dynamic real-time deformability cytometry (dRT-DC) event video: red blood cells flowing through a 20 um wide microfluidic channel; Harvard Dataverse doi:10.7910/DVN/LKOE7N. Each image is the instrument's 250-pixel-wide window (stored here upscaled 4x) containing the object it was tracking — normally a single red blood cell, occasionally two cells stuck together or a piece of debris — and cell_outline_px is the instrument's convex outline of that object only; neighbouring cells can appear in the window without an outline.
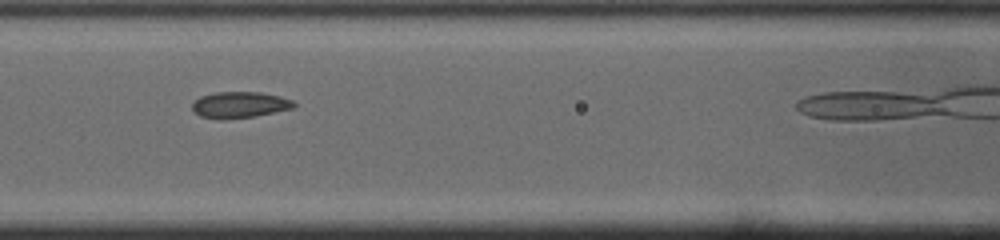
{"species": "common noctule bat (a hibernating species)", "species_latin": "Nyctalus noctula", "temperature_condition": "cold", "stored_images_in_passage": 19, "camera_frame_rate_fps": 3000, "um_per_image_px": 0.085, "animal": {"sex": "male", "body_mass_g": 19.0, "forearm_length_mm": 50.8}, "frame": {"image": 1, "passage_image": 9, "time_ms": 2.667, "image_size_px": [1000, 240], "cell_outline_px": [[296, 108], [256, 116], [224, 120], [200, 116], [192, 108], [192, 104], [200, 96], [216, 92], [260, 92], [280, 96], [292, 100], [296, 104]], "centroid_in_image_um": [20.41, 8.91], "position_along_channel_um": 146.2, "area_um2": 15.66}}
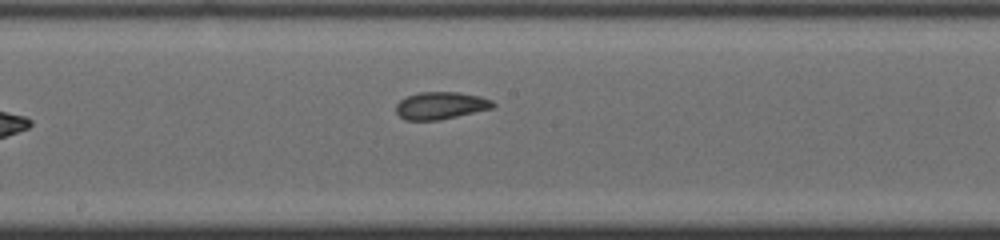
{"frame": {"image": 2, "passage_image": 14, "time_ms": 4.333, "image_size_px": [1000, 240], "cell_outline_px": [[496, 108], [436, 120], [404, 120], [396, 112], [396, 104], [400, 100], [408, 96], [420, 92], [456, 92], [480, 96], [492, 100], [496, 104]], "centroid_in_image_um": [37.49, 8.97], "position_along_channel_um": 210.7, "area_um2": 15.43}}